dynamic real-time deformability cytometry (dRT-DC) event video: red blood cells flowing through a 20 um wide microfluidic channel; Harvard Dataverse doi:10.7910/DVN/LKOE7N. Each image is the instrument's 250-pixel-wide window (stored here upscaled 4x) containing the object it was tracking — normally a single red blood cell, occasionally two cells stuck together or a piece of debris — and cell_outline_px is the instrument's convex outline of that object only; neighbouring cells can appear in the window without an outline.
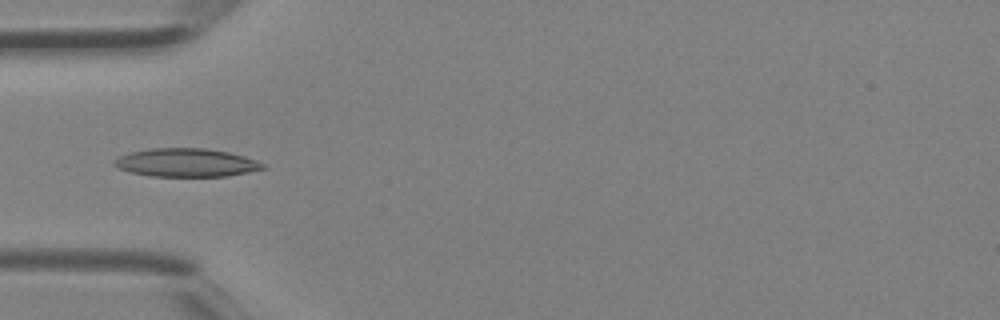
{"species": "Egyptian fruit bat (a non-hibernating species)", "species_latin": "Rousettus aegyptiacus", "temperature_condition": "room temperature", "stored_images_in_passage": 41, "camera_frame_rate_fps": 3000, "um_per_image_px": 0.085, "animal": {"sex": "female"}, "frame": {"image": 1, "passage_image": 13, "time_ms": 4.0, "image_size_px": [1000, 320], "cell_outline_px": [[268, 168], [228, 176], [152, 176], [132, 172], [120, 168], [112, 164], [112, 160], [128, 152], [148, 148], [208, 148], [228, 152], [244, 156], [256, 160], [264, 164]], "centroid_in_image_um": [15.83, 13.81], "position_along_channel_um": 69.2, "area_um2": 24.62}}
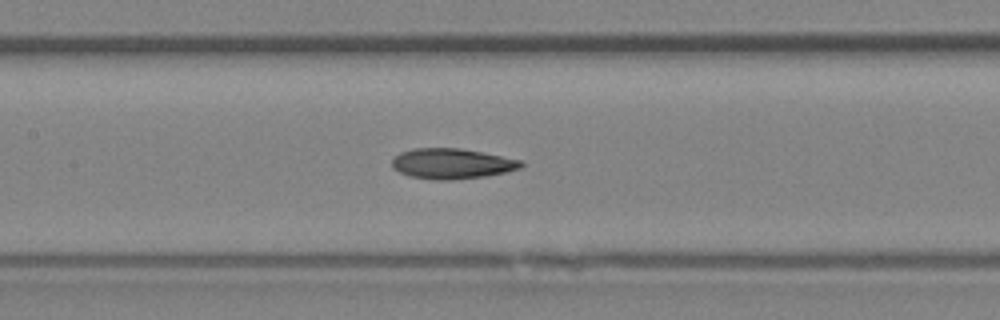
{"frame": {"image": 2, "passage_image": 19, "time_ms": 6.0, "image_size_px": [1000, 320], "cell_outline_px": [[524, 164], [520, 168], [504, 172], [484, 176], [452, 180], [436, 180], [408, 176], [392, 168], [392, 160], [400, 152], [412, 148], [460, 148], [524, 160]], "centroid_in_image_um": [38.4, 13.9], "position_along_channel_um": 169.0, "area_um2": 22.89}}
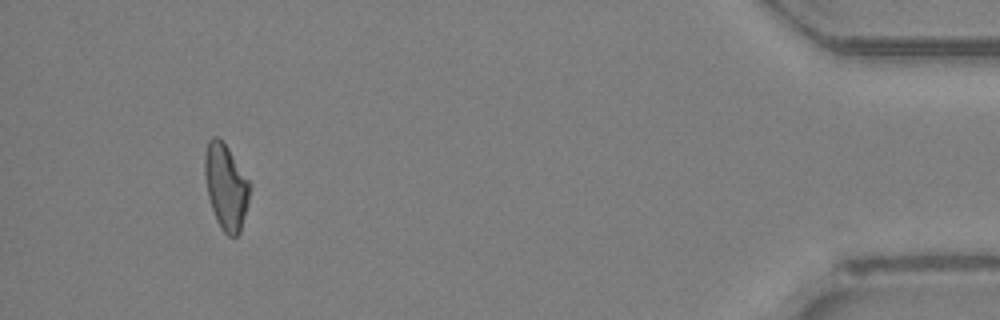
{"frame": {"image": 3, "passage_image": 38, "time_ms": 12.333, "image_size_px": [1000, 320], "cell_outline_px": [[252, 188], [248, 204], [240, 232], [236, 236], [228, 236], [220, 228], [216, 220], [208, 196], [204, 176], [204, 152], [208, 140], [212, 136], [216, 136], [228, 148], [252, 184]], "centroid_in_image_um": [19.21, 15.87], "position_along_channel_um": 416.0, "area_um2": 22.72}}